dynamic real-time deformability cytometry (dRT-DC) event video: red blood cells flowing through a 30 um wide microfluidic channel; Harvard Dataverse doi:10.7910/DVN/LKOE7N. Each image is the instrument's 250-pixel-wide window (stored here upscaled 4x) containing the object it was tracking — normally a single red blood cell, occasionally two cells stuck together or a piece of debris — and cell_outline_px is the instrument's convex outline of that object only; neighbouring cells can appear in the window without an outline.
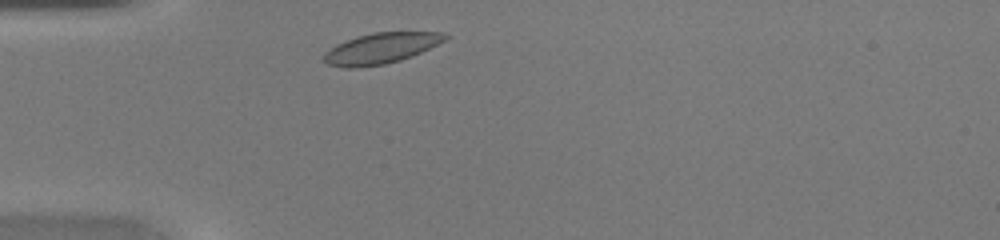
{"species": "common noctule bat (a hibernating species)", "species_latin": "Nyctalus noctula", "temperature_condition": "warm", "stored_images_in_passage": 27, "camera_frame_rate_fps": 3000, "um_per_image_px": 0.085, "animal": {"sex": "female", "body_mass_g": 20.0, "forearm_length_mm": 54.0}, "frame": {"image": 1, "passage_image": 2, "time_ms": 0.333, "image_size_px": [1000, 240], "cell_outline_px": [[452, 36], [412, 56], [400, 60], [384, 64], [356, 68], [344, 68], [328, 64], [324, 60], [324, 52], [336, 44], [372, 32], [444, 32]], "centroid_in_image_um": [32.37, 4.1], "position_along_channel_um": 52.6, "area_um2": 21.5}}
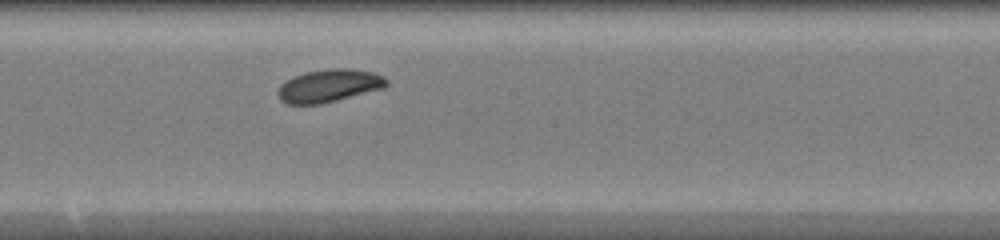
{"frame": {"image": 2, "passage_image": 14, "time_ms": 4.333, "image_size_px": [1000, 240], "cell_outline_px": [[388, 84], [384, 88], [320, 104], [288, 104], [280, 100], [276, 92], [280, 84], [292, 76], [304, 72], [328, 68], [352, 68], [372, 72], [384, 76], [388, 80]], "centroid_in_image_um": [27.94, 7.27], "position_along_channel_um": 220.3, "area_um2": 20.98}}
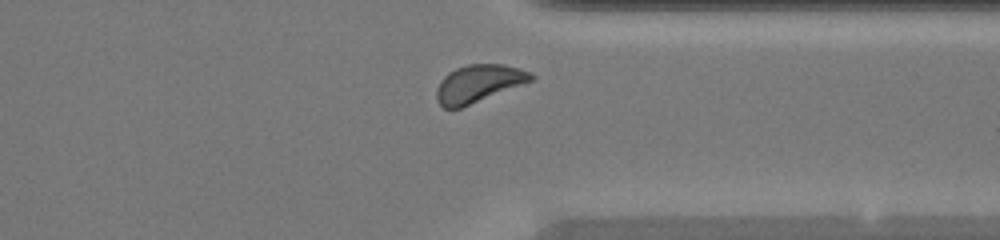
{"frame": {"image": 3, "passage_image": 24, "time_ms": 7.667, "image_size_px": [1000, 240], "cell_outline_px": [[536, 76], [532, 80], [460, 108], [444, 108], [436, 100], [436, 88], [440, 80], [448, 72], [456, 68], [468, 64], [504, 64], [532, 72]], "centroid_in_image_um": [40.64, 7.09], "position_along_channel_um": 370.8, "area_um2": 20.52}}